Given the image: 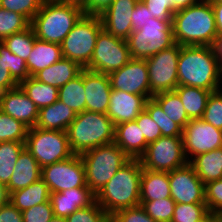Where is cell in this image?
Returning <instances> with one entry per match:
<instances>
[{"label":"cell","mask_w":222,"mask_h":222,"mask_svg":"<svg viewBox=\"0 0 222 222\" xmlns=\"http://www.w3.org/2000/svg\"><path fill=\"white\" fill-rule=\"evenodd\" d=\"M172 20L150 18L139 30H133L126 39L131 58L147 59L169 48L174 42Z\"/></svg>","instance_id":"8"},{"label":"cell","mask_w":222,"mask_h":222,"mask_svg":"<svg viewBox=\"0 0 222 222\" xmlns=\"http://www.w3.org/2000/svg\"><path fill=\"white\" fill-rule=\"evenodd\" d=\"M83 83L86 95V111L106 114L112 90L109 76L83 69Z\"/></svg>","instance_id":"18"},{"label":"cell","mask_w":222,"mask_h":222,"mask_svg":"<svg viewBox=\"0 0 222 222\" xmlns=\"http://www.w3.org/2000/svg\"><path fill=\"white\" fill-rule=\"evenodd\" d=\"M28 127L0 110V142H25Z\"/></svg>","instance_id":"38"},{"label":"cell","mask_w":222,"mask_h":222,"mask_svg":"<svg viewBox=\"0 0 222 222\" xmlns=\"http://www.w3.org/2000/svg\"><path fill=\"white\" fill-rule=\"evenodd\" d=\"M171 198L169 172L142 170L140 179V201Z\"/></svg>","instance_id":"28"},{"label":"cell","mask_w":222,"mask_h":222,"mask_svg":"<svg viewBox=\"0 0 222 222\" xmlns=\"http://www.w3.org/2000/svg\"><path fill=\"white\" fill-rule=\"evenodd\" d=\"M68 141L75 155L114 142L115 125L107 114L83 111L67 128Z\"/></svg>","instance_id":"5"},{"label":"cell","mask_w":222,"mask_h":222,"mask_svg":"<svg viewBox=\"0 0 222 222\" xmlns=\"http://www.w3.org/2000/svg\"><path fill=\"white\" fill-rule=\"evenodd\" d=\"M140 206L154 221L171 222L175 209V201L172 198L140 201Z\"/></svg>","instance_id":"40"},{"label":"cell","mask_w":222,"mask_h":222,"mask_svg":"<svg viewBox=\"0 0 222 222\" xmlns=\"http://www.w3.org/2000/svg\"><path fill=\"white\" fill-rule=\"evenodd\" d=\"M25 149L41 168L74 155L66 131L43 130L38 127L28 128Z\"/></svg>","instance_id":"9"},{"label":"cell","mask_w":222,"mask_h":222,"mask_svg":"<svg viewBox=\"0 0 222 222\" xmlns=\"http://www.w3.org/2000/svg\"><path fill=\"white\" fill-rule=\"evenodd\" d=\"M102 30L99 15L84 14L60 44L63 58L70 59L85 69L90 63L97 37Z\"/></svg>","instance_id":"7"},{"label":"cell","mask_w":222,"mask_h":222,"mask_svg":"<svg viewBox=\"0 0 222 222\" xmlns=\"http://www.w3.org/2000/svg\"><path fill=\"white\" fill-rule=\"evenodd\" d=\"M139 0H114L101 14H99L103 29L122 39H127L132 29L131 15Z\"/></svg>","instance_id":"17"},{"label":"cell","mask_w":222,"mask_h":222,"mask_svg":"<svg viewBox=\"0 0 222 222\" xmlns=\"http://www.w3.org/2000/svg\"><path fill=\"white\" fill-rule=\"evenodd\" d=\"M131 17L132 29L139 30L150 21V18H153V15L149 12L147 6L139 0L133 9Z\"/></svg>","instance_id":"50"},{"label":"cell","mask_w":222,"mask_h":222,"mask_svg":"<svg viewBox=\"0 0 222 222\" xmlns=\"http://www.w3.org/2000/svg\"><path fill=\"white\" fill-rule=\"evenodd\" d=\"M58 100L70 107L76 114L86 110L83 70L77 77L59 88Z\"/></svg>","instance_id":"33"},{"label":"cell","mask_w":222,"mask_h":222,"mask_svg":"<svg viewBox=\"0 0 222 222\" xmlns=\"http://www.w3.org/2000/svg\"><path fill=\"white\" fill-rule=\"evenodd\" d=\"M7 90L3 87H0V105L2 104V101L5 97V94H6Z\"/></svg>","instance_id":"59"},{"label":"cell","mask_w":222,"mask_h":222,"mask_svg":"<svg viewBox=\"0 0 222 222\" xmlns=\"http://www.w3.org/2000/svg\"><path fill=\"white\" fill-rule=\"evenodd\" d=\"M202 119L222 130V88L211 92Z\"/></svg>","instance_id":"42"},{"label":"cell","mask_w":222,"mask_h":222,"mask_svg":"<svg viewBox=\"0 0 222 222\" xmlns=\"http://www.w3.org/2000/svg\"><path fill=\"white\" fill-rule=\"evenodd\" d=\"M183 147L187 160L222 147V130L202 118L190 119L182 133Z\"/></svg>","instance_id":"14"},{"label":"cell","mask_w":222,"mask_h":222,"mask_svg":"<svg viewBox=\"0 0 222 222\" xmlns=\"http://www.w3.org/2000/svg\"><path fill=\"white\" fill-rule=\"evenodd\" d=\"M35 39L36 37L33 28L29 26L22 32L14 33L9 37H6L2 43L10 52L27 60L33 50Z\"/></svg>","instance_id":"37"},{"label":"cell","mask_w":222,"mask_h":222,"mask_svg":"<svg viewBox=\"0 0 222 222\" xmlns=\"http://www.w3.org/2000/svg\"><path fill=\"white\" fill-rule=\"evenodd\" d=\"M201 0H170V11L174 14L176 11L185 9Z\"/></svg>","instance_id":"53"},{"label":"cell","mask_w":222,"mask_h":222,"mask_svg":"<svg viewBox=\"0 0 222 222\" xmlns=\"http://www.w3.org/2000/svg\"><path fill=\"white\" fill-rule=\"evenodd\" d=\"M25 142H0V184L7 186Z\"/></svg>","instance_id":"35"},{"label":"cell","mask_w":222,"mask_h":222,"mask_svg":"<svg viewBox=\"0 0 222 222\" xmlns=\"http://www.w3.org/2000/svg\"><path fill=\"white\" fill-rule=\"evenodd\" d=\"M189 164L204 184L222 178V147L195 156Z\"/></svg>","instance_id":"30"},{"label":"cell","mask_w":222,"mask_h":222,"mask_svg":"<svg viewBox=\"0 0 222 222\" xmlns=\"http://www.w3.org/2000/svg\"><path fill=\"white\" fill-rule=\"evenodd\" d=\"M205 203L208 212L218 214L222 211V178L205 184Z\"/></svg>","instance_id":"45"},{"label":"cell","mask_w":222,"mask_h":222,"mask_svg":"<svg viewBox=\"0 0 222 222\" xmlns=\"http://www.w3.org/2000/svg\"><path fill=\"white\" fill-rule=\"evenodd\" d=\"M125 39L115 37L104 29L99 33L87 70L109 75L131 60Z\"/></svg>","instance_id":"11"},{"label":"cell","mask_w":222,"mask_h":222,"mask_svg":"<svg viewBox=\"0 0 222 222\" xmlns=\"http://www.w3.org/2000/svg\"><path fill=\"white\" fill-rule=\"evenodd\" d=\"M30 22L22 15L0 7V42L14 33L24 31Z\"/></svg>","instance_id":"39"},{"label":"cell","mask_w":222,"mask_h":222,"mask_svg":"<svg viewBox=\"0 0 222 222\" xmlns=\"http://www.w3.org/2000/svg\"><path fill=\"white\" fill-rule=\"evenodd\" d=\"M114 143L130 159H139L148 145L135 120L115 125Z\"/></svg>","instance_id":"23"},{"label":"cell","mask_w":222,"mask_h":222,"mask_svg":"<svg viewBox=\"0 0 222 222\" xmlns=\"http://www.w3.org/2000/svg\"><path fill=\"white\" fill-rule=\"evenodd\" d=\"M146 101L142 95L112 89L106 114L114 125L134 121L145 109Z\"/></svg>","instance_id":"19"},{"label":"cell","mask_w":222,"mask_h":222,"mask_svg":"<svg viewBox=\"0 0 222 222\" xmlns=\"http://www.w3.org/2000/svg\"><path fill=\"white\" fill-rule=\"evenodd\" d=\"M41 178V167L27 149L19 154L15 168L6 186L8 194L26 188Z\"/></svg>","instance_id":"24"},{"label":"cell","mask_w":222,"mask_h":222,"mask_svg":"<svg viewBox=\"0 0 222 222\" xmlns=\"http://www.w3.org/2000/svg\"><path fill=\"white\" fill-rule=\"evenodd\" d=\"M199 222H219L218 217L215 213L209 212L202 220Z\"/></svg>","instance_id":"58"},{"label":"cell","mask_w":222,"mask_h":222,"mask_svg":"<svg viewBox=\"0 0 222 222\" xmlns=\"http://www.w3.org/2000/svg\"><path fill=\"white\" fill-rule=\"evenodd\" d=\"M76 115L70 107L57 100L53 104L39 109L35 127L43 130L67 131Z\"/></svg>","instance_id":"25"},{"label":"cell","mask_w":222,"mask_h":222,"mask_svg":"<svg viewBox=\"0 0 222 222\" xmlns=\"http://www.w3.org/2000/svg\"><path fill=\"white\" fill-rule=\"evenodd\" d=\"M216 215L218 217V221L222 222V211L220 213L216 214Z\"/></svg>","instance_id":"62"},{"label":"cell","mask_w":222,"mask_h":222,"mask_svg":"<svg viewBox=\"0 0 222 222\" xmlns=\"http://www.w3.org/2000/svg\"><path fill=\"white\" fill-rule=\"evenodd\" d=\"M111 88L152 98L149 74L145 59H131L126 65L109 75Z\"/></svg>","instance_id":"15"},{"label":"cell","mask_w":222,"mask_h":222,"mask_svg":"<svg viewBox=\"0 0 222 222\" xmlns=\"http://www.w3.org/2000/svg\"><path fill=\"white\" fill-rule=\"evenodd\" d=\"M23 222H49L54 216L50 200L22 212Z\"/></svg>","instance_id":"48"},{"label":"cell","mask_w":222,"mask_h":222,"mask_svg":"<svg viewBox=\"0 0 222 222\" xmlns=\"http://www.w3.org/2000/svg\"><path fill=\"white\" fill-rule=\"evenodd\" d=\"M95 201L96 195L90 188H73L50 193V202L55 217L67 218L76 210L88 207Z\"/></svg>","instance_id":"21"},{"label":"cell","mask_w":222,"mask_h":222,"mask_svg":"<svg viewBox=\"0 0 222 222\" xmlns=\"http://www.w3.org/2000/svg\"><path fill=\"white\" fill-rule=\"evenodd\" d=\"M162 111L182 129L190 121L180 97L175 91L162 92L152 96Z\"/></svg>","instance_id":"34"},{"label":"cell","mask_w":222,"mask_h":222,"mask_svg":"<svg viewBox=\"0 0 222 222\" xmlns=\"http://www.w3.org/2000/svg\"><path fill=\"white\" fill-rule=\"evenodd\" d=\"M49 222H66V219L61 217H53Z\"/></svg>","instance_id":"60"},{"label":"cell","mask_w":222,"mask_h":222,"mask_svg":"<svg viewBox=\"0 0 222 222\" xmlns=\"http://www.w3.org/2000/svg\"><path fill=\"white\" fill-rule=\"evenodd\" d=\"M45 0H1L0 7L22 14L29 22L38 13Z\"/></svg>","instance_id":"44"},{"label":"cell","mask_w":222,"mask_h":222,"mask_svg":"<svg viewBox=\"0 0 222 222\" xmlns=\"http://www.w3.org/2000/svg\"><path fill=\"white\" fill-rule=\"evenodd\" d=\"M216 57L218 58L219 64L221 65L222 69V36L216 38L214 45H213Z\"/></svg>","instance_id":"56"},{"label":"cell","mask_w":222,"mask_h":222,"mask_svg":"<svg viewBox=\"0 0 222 222\" xmlns=\"http://www.w3.org/2000/svg\"><path fill=\"white\" fill-rule=\"evenodd\" d=\"M142 170L140 159H130L96 194V202L109 216L140 205Z\"/></svg>","instance_id":"3"},{"label":"cell","mask_w":222,"mask_h":222,"mask_svg":"<svg viewBox=\"0 0 222 222\" xmlns=\"http://www.w3.org/2000/svg\"><path fill=\"white\" fill-rule=\"evenodd\" d=\"M208 1L209 3H220L222 0H205Z\"/></svg>","instance_id":"61"},{"label":"cell","mask_w":222,"mask_h":222,"mask_svg":"<svg viewBox=\"0 0 222 222\" xmlns=\"http://www.w3.org/2000/svg\"><path fill=\"white\" fill-rule=\"evenodd\" d=\"M55 1L78 6L84 10L85 14H88V0H55Z\"/></svg>","instance_id":"55"},{"label":"cell","mask_w":222,"mask_h":222,"mask_svg":"<svg viewBox=\"0 0 222 222\" xmlns=\"http://www.w3.org/2000/svg\"><path fill=\"white\" fill-rule=\"evenodd\" d=\"M148 8L153 18L159 20H172L173 13L170 11V0H141Z\"/></svg>","instance_id":"49"},{"label":"cell","mask_w":222,"mask_h":222,"mask_svg":"<svg viewBox=\"0 0 222 222\" xmlns=\"http://www.w3.org/2000/svg\"><path fill=\"white\" fill-rule=\"evenodd\" d=\"M84 14V10L78 6L45 0L38 13L30 21V26L37 39L61 44Z\"/></svg>","instance_id":"4"},{"label":"cell","mask_w":222,"mask_h":222,"mask_svg":"<svg viewBox=\"0 0 222 222\" xmlns=\"http://www.w3.org/2000/svg\"><path fill=\"white\" fill-rule=\"evenodd\" d=\"M65 219L66 222H110V216L96 201L88 207L76 210Z\"/></svg>","instance_id":"43"},{"label":"cell","mask_w":222,"mask_h":222,"mask_svg":"<svg viewBox=\"0 0 222 222\" xmlns=\"http://www.w3.org/2000/svg\"><path fill=\"white\" fill-rule=\"evenodd\" d=\"M9 201V194L5 185L0 184V205Z\"/></svg>","instance_id":"57"},{"label":"cell","mask_w":222,"mask_h":222,"mask_svg":"<svg viewBox=\"0 0 222 222\" xmlns=\"http://www.w3.org/2000/svg\"><path fill=\"white\" fill-rule=\"evenodd\" d=\"M145 110L161 129L162 136L182 137L183 129L174 121L170 120V118L162 111L160 105L153 98L147 99Z\"/></svg>","instance_id":"36"},{"label":"cell","mask_w":222,"mask_h":222,"mask_svg":"<svg viewBox=\"0 0 222 222\" xmlns=\"http://www.w3.org/2000/svg\"><path fill=\"white\" fill-rule=\"evenodd\" d=\"M41 179L48 185L50 193L73 188H89L81 156L75 154L65 160L43 166Z\"/></svg>","instance_id":"13"},{"label":"cell","mask_w":222,"mask_h":222,"mask_svg":"<svg viewBox=\"0 0 222 222\" xmlns=\"http://www.w3.org/2000/svg\"><path fill=\"white\" fill-rule=\"evenodd\" d=\"M50 200L48 185L40 178L38 181L9 194L11 202L21 212Z\"/></svg>","instance_id":"29"},{"label":"cell","mask_w":222,"mask_h":222,"mask_svg":"<svg viewBox=\"0 0 222 222\" xmlns=\"http://www.w3.org/2000/svg\"><path fill=\"white\" fill-rule=\"evenodd\" d=\"M83 69L78 63L62 58L58 62L37 72L33 78L39 82L60 88L69 80L77 77Z\"/></svg>","instance_id":"26"},{"label":"cell","mask_w":222,"mask_h":222,"mask_svg":"<svg viewBox=\"0 0 222 222\" xmlns=\"http://www.w3.org/2000/svg\"><path fill=\"white\" fill-rule=\"evenodd\" d=\"M190 119L202 118L211 91L199 87L177 86L174 90Z\"/></svg>","instance_id":"31"},{"label":"cell","mask_w":222,"mask_h":222,"mask_svg":"<svg viewBox=\"0 0 222 222\" xmlns=\"http://www.w3.org/2000/svg\"><path fill=\"white\" fill-rule=\"evenodd\" d=\"M63 58L61 45L35 39L33 50L26 60L28 73L33 77L37 72Z\"/></svg>","instance_id":"27"},{"label":"cell","mask_w":222,"mask_h":222,"mask_svg":"<svg viewBox=\"0 0 222 222\" xmlns=\"http://www.w3.org/2000/svg\"><path fill=\"white\" fill-rule=\"evenodd\" d=\"M208 213L206 204L175 203L171 222H199Z\"/></svg>","instance_id":"41"},{"label":"cell","mask_w":222,"mask_h":222,"mask_svg":"<svg viewBox=\"0 0 222 222\" xmlns=\"http://www.w3.org/2000/svg\"><path fill=\"white\" fill-rule=\"evenodd\" d=\"M30 77L26 60L13 54L0 42V87L7 91Z\"/></svg>","instance_id":"22"},{"label":"cell","mask_w":222,"mask_h":222,"mask_svg":"<svg viewBox=\"0 0 222 222\" xmlns=\"http://www.w3.org/2000/svg\"><path fill=\"white\" fill-rule=\"evenodd\" d=\"M113 2L114 0H88V14L99 15Z\"/></svg>","instance_id":"52"},{"label":"cell","mask_w":222,"mask_h":222,"mask_svg":"<svg viewBox=\"0 0 222 222\" xmlns=\"http://www.w3.org/2000/svg\"><path fill=\"white\" fill-rule=\"evenodd\" d=\"M178 86L199 87L214 92L222 88V69L213 46H181Z\"/></svg>","instance_id":"1"},{"label":"cell","mask_w":222,"mask_h":222,"mask_svg":"<svg viewBox=\"0 0 222 222\" xmlns=\"http://www.w3.org/2000/svg\"><path fill=\"white\" fill-rule=\"evenodd\" d=\"M171 24L174 42L181 46H213L218 37L213 8L205 0L176 11Z\"/></svg>","instance_id":"2"},{"label":"cell","mask_w":222,"mask_h":222,"mask_svg":"<svg viewBox=\"0 0 222 222\" xmlns=\"http://www.w3.org/2000/svg\"><path fill=\"white\" fill-rule=\"evenodd\" d=\"M211 6L215 15L216 29L218 32V37L222 36V2L211 3Z\"/></svg>","instance_id":"54"},{"label":"cell","mask_w":222,"mask_h":222,"mask_svg":"<svg viewBox=\"0 0 222 222\" xmlns=\"http://www.w3.org/2000/svg\"><path fill=\"white\" fill-rule=\"evenodd\" d=\"M18 85L39 109L58 100L59 88L39 82L31 76L21 81Z\"/></svg>","instance_id":"32"},{"label":"cell","mask_w":222,"mask_h":222,"mask_svg":"<svg viewBox=\"0 0 222 222\" xmlns=\"http://www.w3.org/2000/svg\"><path fill=\"white\" fill-rule=\"evenodd\" d=\"M110 222H156L139 205L115 212L110 216Z\"/></svg>","instance_id":"47"},{"label":"cell","mask_w":222,"mask_h":222,"mask_svg":"<svg viewBox=\"0 0 222 222\" xmlns=\"http://www.w3.org/2000/svg\"><path fill=\"white\" fill-rule=\"evenodd\" d=\"M180 45L174 43L157 54L145 59L149 74V88L154 96L174 91L178 86V58Z\"/></svg>","instance_id":"12"},{"label":"cell","mask_w":222,"mask_h":222,"mask_svg":"<svg viewBox=\"0 0 222 222\" xmlns=\"http://www.w3.org/2000/svg\"><path fill=\"white\" fill-rule=\"evenodd\" d=\"M143 169L171 172L189 163L186 158L182 137H159L147 145L139 158Z\"/></svg>","instance_id":"10"},{"label":"cell","mask_w":222,"mask_h":222,"mask_svg":"<svg viewBox=\"0 0 222 222\" xmlns=\"http://www.w3.org/2000/svg\"><path fill=\"white\" fill-rule=\"evenodd\" d=\"M0 110L21 121L28 128L35 127L39 115V108L19 85L6 92Z\"/></svg>","instance_id":"20"},{"label":"cell","mask_w":222,"mask_h":222,"mask_svg":"<svg viewBox=\"0 0 222 222\" xmlns=\"http://www.w3.org/2000/svg\"><path fill=\"white\" fill-rule=\"evenodd\" d=\"M85 167L86 184L96 195L130 158L114 142L80 155Z\"/></svg>","instance_id":"6"},{"label":"cell","mask_w":222,"mask_h":222,"mask_svg":"<svg viewBox=\"0 0 222 222\" xmlns=\"http://www.w3.org/2000/svg\"><path fill=\"white\" fill-rule=\"evenodd\" d=\"M169 185L175 203L206 204L205 184L189 163L169 172Z\"/></svg>","instance_id":"16"},{"label":"cell","mask_w":222,"mask_h":222,"mask_svg":"<svg viewBox=\"0 0 222 222\" xmlns=\"http://www.w3.org/2000/svg\"><path fill=\"white\" fill-rule=\"evenodd\" d=\"M135 121L144 135L147 144H150L156 141L159 137H162L161 129L153 121L145 109L138 115Z\"/></svg>","instance_id":"46"},{"label":"cell","mask_w":222,"mask_h":222,"mask_svg":"<svg viewBox=\"0 0 222 222\" xmlns=\"http://www.w3.org/2000/svg\"><path fill=\"white\" fill-rule=\"evenodd\" d=\"M0 222H23L22 212L8 201L0 205Z\"/></svg>","instance_id":"51"}]
</instances>
